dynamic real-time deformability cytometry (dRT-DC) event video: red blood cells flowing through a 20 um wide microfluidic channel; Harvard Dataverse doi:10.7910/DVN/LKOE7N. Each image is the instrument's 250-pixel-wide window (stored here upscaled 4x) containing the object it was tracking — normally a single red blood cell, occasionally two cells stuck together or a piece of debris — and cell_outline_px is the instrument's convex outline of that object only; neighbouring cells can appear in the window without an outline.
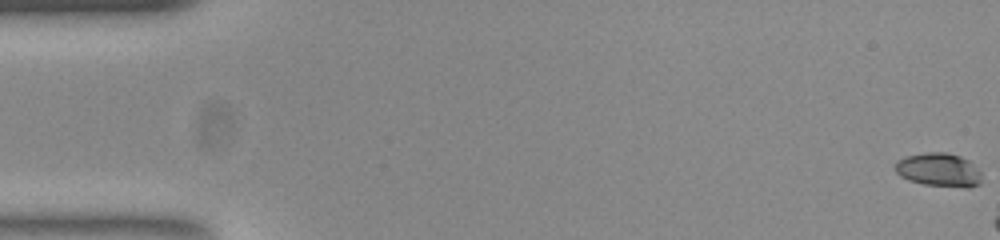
{"species": "common noctule bat (a hibernating species)", "species_latin": "Nyctalus noctula", "temperature_condition": "room temperature", "stored_images_in_passage": 9, "camera_frame_rate_fps": 3000, "um_per_image_px": 0.085, "animal": {"sex": "female", "body_mass_g": 23.0, "forearm_length_mm": 53.4}, "frame": {"image": 1, "passage_image": 1, "time_ms": 0.0, "image_size_px": [1000, 240], "cell_outline_px": [[980, 184], [968, 188], [964, 188], [924, 184], [908, 180], [900, 176], [896, 172], [896, 160], [904, 156], [928, 152], [944, 152], [960, 156], [968, 160], [980, 172]], "centroid_in_image_um": [79.78, 14.44], "position_along_channel_um": 5.2, "area_um2": 16.94}}